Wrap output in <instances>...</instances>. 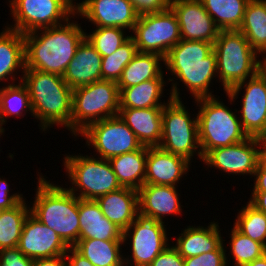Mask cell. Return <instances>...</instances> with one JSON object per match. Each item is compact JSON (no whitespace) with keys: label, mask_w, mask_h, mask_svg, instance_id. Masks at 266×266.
I'll use <instances>...</instances> for the list:
<instances>
[{"label":"cell","mask_w":266,"mask_h":266,"mask_svg":"<svg viewBox=\"0 0 266 266\" xmlns=\"http://www.w3.org/2000/svg\"><path fill=\"white\" fill-rule=\"evenodd\" d=\"M62 25L37 29L24 35L25 69L63 76L74 58L77 48L85 39L82 23L72 19Z\"/></svg>","instance_id":"1"},{"label":"cell","mask_w":266,"mask_h":266,"mask_svg":"<svg viewBox=\"0 0 266 266\" xmlns=\"http://www.w3.org/2000/svg\"><path fill=\"white\" fill-rule=\"evenodd\" d=\"M45 176L37 174L35 197L33 202L29 201L30 212L56 232L68 247H73L80 233L79 198L63 184L58 185Z\"/></svg>","instance_id":"2"},{"label":"cell","mask_w":266,"mask_h":266,"mask_svg":"<svg viewBox=\"0 0 266 266\" xmlns=\"http://www.w3.org/2000/svg\"><path fill=\"white\" fill-rule=\"evenodd\" d=\"M22 82L28 89L33 115L39 122L41 133L46 134L55 125L70 131L73 89L63 76L25 69Z\"/></svg>","instance_id":"3"},{"label":"cell","mask_w":266,"mask_h":266,"mask_svg":"<svg viewBox=\"0 0 266 266\" xmlns=\"http://www.w3.org/2000/svg\"><path fill=\"white\" fill-rule=\"evenodd\" d=\"M219 98V96L204 97L193 101L198 109L202 158L214 148L230 146L248 138L242 129L236 108L234 110L229 108L222 98Z\"/></svg>","instance_id":"4"},{"label":"cell","mask_w":266,"mask_h":266,"mask_svg":"<svg viewBox=\"0 0 266 266\" xmlns=\"http://www.w3.org/2000/svg\"><path fill=\"white\" fill-rule=\"evenodd\" d=\"M217 75L226 93L233 86L255 76L264 59L251 47L239 30H221L213 44Z\"/></svg>","instance_id":"5"},{"label":"cell","mask_w":266,"mask_h":266,"mask_svg":"<svg viewBox=\"0 0 266 266\" xmlns=\"http://www.w3.org/2000/svg\"><path fill=\"white\" fill-rule=\"evenodd\" d=\"M90 155V156H89ZM63 155V165L68 178L67 189L80 199L97 198L121 188L108 159L89 153ZM68 183L71 184L68 187Z\"/></svg>","instance_id":"6"},{"label":"cell","mask_w":266,"mask_h":266,"mask_svg":"<svg viewBox=\"0 0 266 266\" xmlns=\"http://www.w3.org/2000/svg\"><path fill=\"white\" fill-rule=\"evenodd\" d=\"M119 109L117 82L102 79L73 89L71 135L77 138L90 124L118 115Z\"/></svg>","instance_id":"7"},{"label":"cell","mask_w":266,"mask_h":266,"mask_svg":"<svg viewBox=\"0 0 266 266\" xmlns=\"http://www.w3.org/2000/svg\"><path fill=\"white\" fill-rule=\"evenodd\" d=\"M182 101L171 98L163 107L162 134L158 147L182 156L191 163L197 155L195 160L199 158L198 160L202 162L197 114H191L187 105H184L186 103Z\"/></svg>","instance_id":"8"},{"label":"cell","mask_w":266,"mask_h":266,"mask_svg":"<svg viewBox=\"0 0 266 266\" xmlns=\"http://www.w3.org/2000/svg\"><path fill=\"white\" fill-rule=\"evenodd\" d=\"M166 226L138 212L133 223L123 231V248L128 244L130 252L124 255V266H148L168 247L171 235Z\"/></svg>","instance_id":"9"},{"label":"cell","mask_w":266,"mask_h":266,"mask_svg":"<svg viewBox=\"0 0 266 266\" xmlns=\"http://www.w3.org/2000/svg\"><path fill=\"white\" fill-rule=\"evenodd\" d=\"M13 21L6 27L22 34L62 25L75 15L76 0H8Z\"/></svg>","instance_id":"10"},{"label":"cell","mask_w":266,"mask_h":266,"mask_svg":"<svg viewBox=\"0 0 266 266\" xmlns=\"http://www.w3.org/2000/svg\"><path fill=\"white\" fill-rule=\"evenodd\" d=\"M130 37L138 52L156 53L165 58L181 40L178 18L171 7L138 16Z\"/></svg>","instance_id":"11"},{"label":"cell","mask_w":266,"mask_h":266,"mask_svg":"<svg viewBox=\"0 0 266 266\" xmlns=\"http://www.w3.org/2000/svg\"><path fill=\"white\" fill-rule=\"evenodd\" d=\"M85 139V146L92 147L96 157L110 159L142 147L135 133L119 115L90 124L78 137Z\"/></svg>","instance_id":"12"},{"label":"cell","mask_w":266,"mask_h":266,"mask_svg":"<svg viewBox=\"0 0 266 266\" xmlns=\"http://www.w3.org/2000/svg\"><path fill=\"white\" fill-rule=\"evenodd\" d=\"M240 92H242V95H240ZM225 94L228 97L226 99L232 105L239 98V95L242 97L240 100L241 106L239 110L237 109V112L240 116L242 129L248 137H265L266 77L259 71L255 76L233 86Z\"/></svg>","instance_id":"13"},{"label":"cell","mask_w":266,"mask_h":266,"mask_svg":"<svg viewBox=\"0 0 266 266\" xmlns=\"http://www.w3.org/2000/svg\"><path fill=\"white\" fill-rule=\"evenodd\" d=\"M261 158V138L248 137L243 142L230 146L214 148L203 157L205 168L215 169L228 176H251L257 169Z\"/></svg>","instance_id":"14"},{"label":"cell","mask_w":266,"mask_h":266,"mask_svg":"<svg viewBox=\"0 0 266 266\" xmlns=\"http://www.w3.org/2000/svg\"><path fill=\"white\" fill-rule=\"evenodd\" d=\"M75 14L95 27H119L129 34L138 19L129 0H81L76 2Z\"/></svg>","instance_id":"15"},{"label":"cell","mask_w":266,"mask_h":266,"mask_svg":"<svg viewBox=\"0 0 266 266\" xmlns=\"http://www.w3.org/2000/svg\"><path fill=\"white\" fill-rule=\"evenodd\" d=\"M170 7L178 18L181 39L214 44L221 30L200 0H171Z\"/></svg>","instance_id":"16"},{"label":"cell","mask_w":266,"mask_h":266,"mask_svg":"<svg viewBox=\"0 0 266 266\" xmlns=\"http://www.w3.org/2000/svg\"><path fill=\"white\" fill-rule=\"evenodd\" d=\"M17 248L26 257L35 260L63 256L69 247L56 232L30 213L24 222Z\"/></svg>","instance_id":"17"},{"label":"cell","mask_w":266,"mask_h":266,"mask_svg":"<svg viewBox=\"0 0 266 266\" xmlns=\"http://www.w3.org/2000/svg\"><path fill=\"white\" fill-rule=\"evenodd\" d=\"M192 164L186 158L158 146L148 147L144 184L179 187Z\"/></svg>","instance_id":"18"},{"label":"cell","mask_w":266,"mask_h":266,"mask_svg":"<svg viewBox=\"0 0 266 266\" xmlns=\"http://www.w3.org/2000/svg\"><path fill=\"white\" fill-rule=\"evenodd\" d=\"M171 76H168L167 81L168 84L171 82L168 93L172 99L182 100L180 97V88H178L181 82L184 84L183 87L186 86L185 89L194 98L193 100L217 96L210 88L214 85L213 80L218 78L217 64L182 65Z\"/></svg>","instance_id":"19"},{"label":"cell","mask_w":266,"mask_h":266,"mask_svg":"<svg viewBox=\"0 0 266 266\" xmlns=\"http://www.w3.org/2000/svg\"><path fill=\"white\" fill-rule=\"evenodd\" d=\"M178 187L144 184L138 190L139 212L166 223L167 216L182 215L183 207ZM165 219V220H164Z\"/></svg>","instance_id":"20"},{"label":"cell","mask_w":266,"mask_h":266,"mask_svg":"<svg viewBox=\"0 0 266 266\" xmlns=\"http://www.w3.org/2000/svg\"><path fill=\"white\" fill-rule=\"evenodd\" d=\"M219 224L211 220L208 225H187L177 235V240H173L176 242L171 243L178 250L182 258L194 257L215 251L223 243V233L221 235L220 232L223 229H220Z\"/></svg>","instance_id":"21"},{"label":"cell","mask_w":266,"mask_h":266,"mask_svg":"<svg viewBox=\"0 0 266 266\" xmlns=\"http://www.w3.org/2000/svg\"><path fill=\"white\" fill-rule=\"evenodd\" d=\"M25 68L24 35L5 26L0 32V84L3 83L1 86L6 85L5 81L8 84L22 81Z\"/></svg>","instance_id":"22"},{"label":"cell","mask_w":266,"mask_h":266,"mask_svg":"<svg viewBox=\"0 0 266 266\" xmlns=\"http://www.w3.org/2000/svg\"><path fill=\"white\" fill-rule=\"evenodd\" d=\"M101 65L102 56L85 38L68 64L63 79L72 89L89 85L102 80Z\"/></svg>","instance_id":"23"},{"label":"cell","mask_w":266,"mask_h":266,"mask_svg":"<svg viewBox=\"0 0 266 266\" xmlns=\"http://www.w3.org/2000/svg\"><path fill=\"white\" fill-rule=\"evenodd\" d=\"M79 239L123 241V230L110 222L96 200L79 198Z\"/></svg>","instance_id":"24"},{"label":"cell","mask_w":266,"mask_h":266,"mask_svg":"<svg viewBox=\"0 0 266 266\" xmlns=\"http://www.w3.org/2000/svg\"><path fill=\"white\" fill-rule=\"evenodd\" d=\"M163 108L119 109L118 115L135 133L142 146H159L162 134Z\"/></svg>","instance_id":"25"},{"label":"cell","mask_w":266,"mask_h":266,"mask_svg":"<svg viewBox=\"0 0 266 266\" xmlns=\"http://www.w3.org/2000/svg\"><path fill=\"white\" fill-rule=\"evenodd\" d=\"M103 215L123 231L135 220L139 212L138 191L121 187L96 199Z\"/></svg>","instance_id":"26"},{"label":"cell","mask_w":266,"mask_h":266,"mask_svg":"<svg viewBox=\"0 0 266 266\" xmlns=\"http://www.w3.org/2000/svg\"><path fill=\"white\" fill-rule=\"evenodd\" d=\"M163 72L158 78L142 82L120 91V109L163 108L171 99L164 95L168 81ZM164 95V96H163ZM168 97L165 101L161 98ZM163 100V101H162Z\"/></svg>","instance_id":"27"},{"label":"cell","mask_w":266,"mask_h":266,"mask_svg":"<svg viewBox=\"0 0 266 266\" xmlns=\"http://www.w3.org/2000/svg\"><path fill=\"white\" fill-rule=\"evenodd\" d=\"M166 76L182 65L217 64L213 43L181 39L164 58Z\"/></svg>","instance_id":"28"},{"label":"cell","mask_w":266,"mask_h":266,"mask_svg":"<svg viewBox=\"0 0 266 266\" xmlns=\"http://www.w3.org/2000/svg\"><path fill=\"white\" fill-rule=\"evenodd\" d=\"M148 147L108 159L121 187L139 190L144 185Z\"/></svg>","instance_id":"29"},{"label":"cell","mask_w":266,"mask_h":266,"mask_svg":"<svg viewBox=\"0 0 266 266\" xmlns=\"http://www.w3.org/2000/svg\"><path fill=\"white\" fill-rule=\"evenodd\" d=\"M164 57L156 53L137 52L122 71L117 82L119 92L123 88L156 79L164 72Z\"/></svg>","instance_id":"30"},{"label":"cell","mask_w":266,"mask_h":266,"mask_svg":"<svg viewBox=\"0 0 266 266\" xmlns=\"http://www.w3.org/2000/svg\"><path fill=\"white\" fill-rule=\"evenodd\" d=\"M251 47L266 59V0H249L238 29Z\"/></svg>","instance_id":"31"},{"label":"cell","mask_w":266,"mask_h":266,"mask_svg":"<svg viewBox=\"0 0 266 266\" xmlns=\"http://www.w3.org/2000/svg\"><path fill=\"white\" fill-rule=\"evenodd\" d=\"M122 245L123 241L79 239L73 247L94 266H124V254L129 253Z\"/></svg>","instance_id":"32"},{"label":"cell","mask_w":266,"mask_h":266,"mask_svg":"<svg viewBox=\"0 0 266 266\" xmlns=\"http://www.w3.org/2000/svg\"><path fill=\"white\" fill-rule=\"evenodd\" d=\"M26 114L34 118L26 85L20 81L0 86V121L6 126L9 117L24 118Z\"/></svg>","instance_id":"33"},{"label":"cell","mask_w":266,"mask_h":266,"mask_svg":"<svg viewBox=\"0 0 266 266\" xmlns=\"http://www.w3.org/2000/svg\"><path fill=\"white\" fill-rule=\"evenodd\" d=\"M26 200L24 198L10 209L0 210V250L18 246L24 222L31 213Z\"/></svg>","instance_id":"34"},{"label":"cell","mask_w":266,"mask_h":266,"mask_svg":"<svg viewBox=\"0 0 266 266\" xmlns=\"http://www.w3.org/2000/svg\"><path fill=\"white\" fill-rule=\"evenodd\" d=\"M220 30H238L249 0H200Z\"/></svg>","instance_id":"35"},{"label":"cell","mask_w":266,"mask_h":266,"mask_svg":"<svg viewBox=\"0 0 266 266\" xmlns=\"http://www.w3.org/2000/svg\"><path fill=\"white\" fill-rule=\"evenodd\" d=\"M230 231V240L229 243L227 242L230 250L228 255L226 254L228 266L231 264V256L232 266H244L245 264L262 257L266 253V247L262 243L243 235L234 226ZM229 256L230 258H228Z\"/></svg>","instance_id":"36"},{"label":"cell","mask_w":266,"mask_h":266,"mask_svg":"<svg viewBox=\"0 0 266 266\" xmlns=\"http://www.w3.org/2000/svg\"><path fill=\"white\" fill-rule=\"evenodd\" d=\"M233 225L243 235L262 243L266 247V214L258 210L249 201L237 209Z\"/></svg>","instance_id":"37"},{"label":"cell","mask_w":266,"mask_h":266,"mask_svg":"<svg viewBox=\"0 0 266 266\" xmlns=\"http://www.w3.org/2000/svg\"><path fill=\"white\" fill-rule=\"evenodd\" d=\"M128 32L119 27H94L90 33L85 32V38L91 43L95 50L102 56H110L130 35Z\"/></svg>","instance_id":"38"},{"label":"cell","mask_w":266,"mask_h":266,"mask_svg":"<svg viewBox=\"0 0 266 266\" xmlns=\"http://www.w3.org/2000/svg\"><path fill=\"white\" fill-rule=\"evenodd\" d=\"M137 52L136 44L130 37L113 54L102 57V79L118 82L122 71L130 63Z\"/></svg>","instance_id":"39"},{"label":"cell","mask_w":266,"mask_h":266,"mask_svg":"<svg viewBox=\"0 0 266 266\" xmlns=\"http://www.w3.org/2000/svg\"><path fill=\"white\" fill-rule=\"evenodd\" d=\"M225 241L226 240L223 239V243L215 251L184 258V266H228L226 261V252H228V248Z\"/></svg>","instance_id":"40"},{"label":"cell","mask_w":266,"mask_h":266,"mask_svg":"<svg viewBox=\"0 0 266 266\" xmlns=\"http://www.w3.org/2000/svg\"><path fill=\"white\" fill-rule=\"evenodd\" d=\"M138 16L167 10L171 0H129Z\"/></svg>","instance_id":"41"},{"label":"cell","mask_w":266,"mask_h":266,"mask_svg":"<svg viewBox=\"0 0 266 266\" xmlns=\"http://www.w3.org/2000/svg\"><path fill=\"white\" fill-rule=\"evenodd\" d=\"M33 261L17 247L0 250V266H32Z\"/></svg>","instance_id":"42"},{"label":"cell","mask_w":266,"mask_h":266,"mask_svg":"<svg viewBox=\"0 0 266 266\" xmlns=\"http://www.w3.org/2000/svg\"><path fill=\"white\" fill-rule=\"evenodd\" d=\"M12 190L6 178L0 176V210L10 209L25 198L20 191L11 194Z\"/></svg>","instance_id":"43"},{"label":"cell","mask_w":266,"mask_h":266,"mask_svg":"<svg viewBox=\"0 0 266 266\" xmlns=\"http://www.w3.org/2000/svg\"><path fill=\"white\" fill-rule=\"evenodd\" d=\"M148 266H184V258L170 244Z\"/></svg>","instance_id":"44"},{"label":"cell","mask_w":266,"mask_h":266,"mask_svg":"<svg viewBox=\"0 0 266 266\" xmlns=\"http://www.w3.org/2000/svg\"><path fill=\"white\" fill-rule=\"evenodd\" d=\"M254 186L250 192H266V161L261 157L253 175Z\"/></svg>","instance_id":"45"},{"label":"cell","mask_w":266,"mask_h":266,"mask_svg":"<svg viewBox=\"0 0 266 266\" xmlns=\"http://www.w3.org/2000/svg\"><path fill=\"white\" fill-rule=\"evenodd\" d=\"M67 266H94L88 259L81 255L74 247H69L66 254Z\"/></svg>","instance_id":"46"},{"label":"cell","mask_w":266,"mask_h":266,"mask_svg":"<svg viewBox=\"0 0 266 266\" xmlns=\"http://www.w3.org/2000/svg\"><path fill=\"white\" fill-rule=\"evenodd\" d=\"M32 266H67L65 255L53 258L35 259Z\"/></svg>","instance_id":"47"},{"label":"cell","mask_w":266,"mask_h":266,"mask_svg":"<svg viewBox=\"0 0 266 266\" xmlns=\"http://www.w3.org/2000/svg\"><path fill=\"white\" fill-rule=\"evenodd\" d=\"M248 201L258 210L266 214V192H251Z\"/></svg>","instance_id":"48"},{"label":"cell","mask_w":266,"mask_h":266,"mask_svg":"<svg viewBox=\"0 0 266 266\" xmlns=\"http://www.w3.org/2000/svg\"><path fill=\"white\" fill-rule=\"evenodd\" d=\"M244 266H266V253L254 261L245 264Z\"/></svg>","instance_id":"49"},{"label":"cell","mask_w":266,"mask_h":266,"mask_svg":"<svg viewBox=\"0 0 266 266\" xmlns=\"http://www.w3.org/2000/svg\"><path fill=\"white\" fill-rule=\"evenodd\" d=\"M261 157L266 161V143L261 139Z\"/></svg>","instance_id":"50"},{"label":"cell","mask_w":266,"mask_h":266,"mask_svg":"<svg viewBox=\"0 0 266 266\" xmlns=\"http://www.w3.org/2000/svg\"><path fill=\"white\" fill-rule=\"evenodd\" d=\"M3 125H5V124H3L1 121H0V138L2 137V136H4L5 135V127H3ZM1 140V139H0ZM1 144V143H0ZM0 152H1V149H0Z\"/></svg>","instance_id":"51"},{"label":"cell","mask_w":266,"mask_h":266,"mask_svg":"<svg viewBox=\"0 0 266 266\" xmlns=\"http://www.w3.org/2000/svg\"><path fill=\"white\" fill-rule=\"evenodd\" d=\"M260 72L266 77V64L265 63L262 64Z\"/></svg>","instance_id":"52"},{"label":"cell","mask_w":266,"mask_h":266,"mask_svg":"<svg viewBox=\"0 0 266 266\" xmlns=\"http://www.w3.org/2000/svg\"><path fill=\"white\" fill-rule=\"evenodd\" d=\"M266 143V136L261 138Z\"/></svg>","instance_id":"53"}]
</instances>
